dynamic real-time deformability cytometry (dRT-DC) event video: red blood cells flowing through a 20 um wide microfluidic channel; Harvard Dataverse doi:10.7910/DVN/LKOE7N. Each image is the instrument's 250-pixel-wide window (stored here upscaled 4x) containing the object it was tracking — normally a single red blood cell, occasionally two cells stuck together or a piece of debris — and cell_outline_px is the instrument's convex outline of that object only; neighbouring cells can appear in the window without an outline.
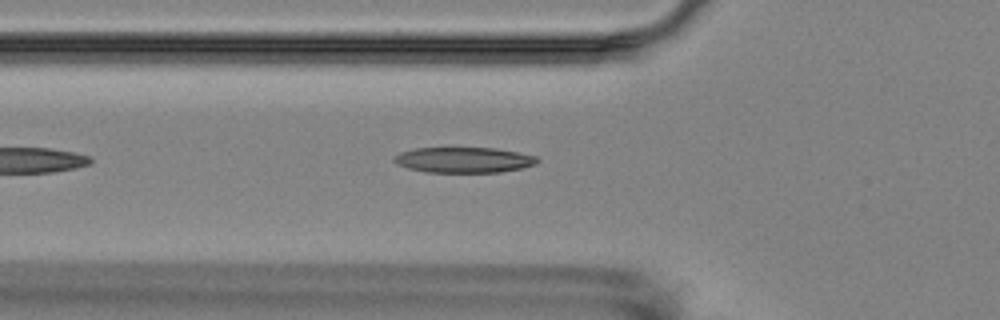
{"species": "Egyptian fruit bat (a non-hibernating species)", "species_latin": "Rousettus aegyptiacus", "temperature_condition": "room temperature", "stored_images_in_passage": 7, "camera_frame_rate_fps": 3000, "um_per_image_px": 0.085, "animal": {"sex": "female"}, "frame": {"image": 1, "passage_image": 7, "time_ms": 8.0, "image_size_px": [1000, 320], "cell_outline_px": [[540, 160], [536, 164], [524, 168], [500, 172], [424, 172], [408, 168], [396, 164], [392, 160], [392, 156], [400, 152], [416, 148], [496, 148], [536, 156]], "centroid_in_image_um": [39.4, 13.6], "position_along_channel_um": 86.4, "area_um2": 21.44}}